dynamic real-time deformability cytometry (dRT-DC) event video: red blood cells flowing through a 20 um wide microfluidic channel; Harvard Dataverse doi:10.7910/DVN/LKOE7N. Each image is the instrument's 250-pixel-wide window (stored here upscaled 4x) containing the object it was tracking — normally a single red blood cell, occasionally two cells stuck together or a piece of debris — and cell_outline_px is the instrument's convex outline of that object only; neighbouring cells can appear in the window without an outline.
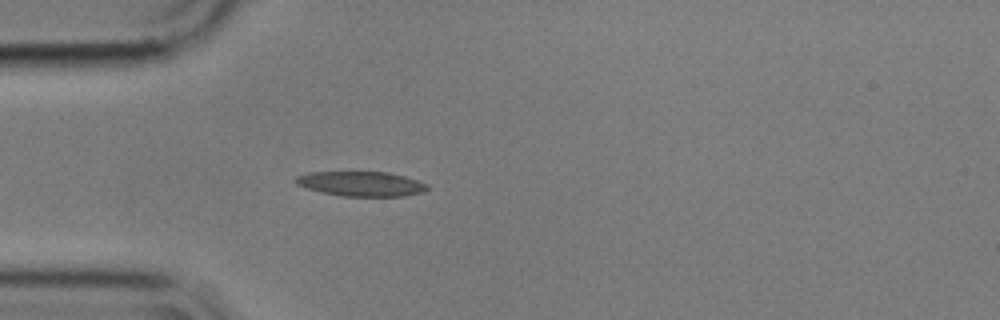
{"species": "common noctule bat (a hibernating species)", "species_latin": "Nyctalus noctula", "temperature_condition": "cold", "stored_images_in_passage": 1, "camera_frame_rate_fps": 3000, "um_per_image_px": 0.085, "animal": {"sex": "male", "body_mass_g": 17.9}, "frame": {"image": 1, "passage_image": 1, "time_ms": 0.0, "image_size_px": [1000, 320], "cell_outline_px": [[428, 188], [424, 192], [404, 196], [344, 196], [320, 192], [296, 184], [292, 180], [296, 176], [308, 172], [388, 172], [404, 176], [428, 184]], "centroid_in_image_um": [30.68, 15.62], "position_along_channel_um": 54.3, "area_um2": 19.02}}